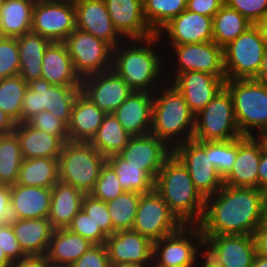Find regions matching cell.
I'll use <instances>...</instances> for the list:
<instances>
[{"label":"cell","instance_id":"6da1fadb","mask_svg":"<svg viewBox=\"0 0 267 267\" xmlns=\"http://www.w3.org/2000/svg\"><path fill=\"white\" fill-rule=\"evenodd\" d=\"M266 190L223 185L205 199L202 235H253L265 222Z\"/></svg>","mask_w":267,"mask_h":267},{"label":"cell","instance_id":"7a4b0ae2","mask_svg":"<svg viewBox=\"0 0 267 267\" xmlns=\"http://www.w3.org/2000/svg\"><path fill=\"white\" fill-rule=\"evenodd\" d=\"M162 40L154 34L145 39L123 40L113 48L112 69L133 91L154 93L162 84L167 83L162 82L160 77L162 74L166 77V73H162L165 71L163 57L154 49L159 44L157 42Z\"/></svg>","mask_w":267,"mask_h":267},{"label":"cell","instance_id":"3957f363","mask_svg":"<svg viewBox=\"0 0 267 267\" xmlns=\"http://www.w3.org/2000/svg\"><path fill=\"white\" fill-rule=\"evenodd\" d=\"M170 211L183 225H198L205 210V199L196 190L187 168L172 153L154 181Z\"/></svg>","mask_w":267,"mask_h":267},{"label":"cell","instance_id":"277c9868","mask_svg":"<svg viewBox=\"0 0 267 267\" xmlns=\"http://www.w3.org/2000/svg\"><path fill=\"white\" fill-rule=\"evenodd\" d=\"M167 84H162L153 93L150 133L173 149L193 139L195 115L178 89L170 82Z\"/></svg>","mask_w":267,"mask_h":267},{"label":"cell","instance_id":"5b68a950","mask_svg":"<svg viewBox=\"0 0 267 267\" xmlns=\"http://www.w3.org/2000/svg\"><path fill=\"white\" fill-rule=\"evenodd\" d=\"M225 87L233 99L240 133L257 137L267 130V84L256 79H226Z\"/></svg>","mask_w":267,"mask_h":267},{"label":"cell","instance_id":"8992f818","mask_svg":"<svg viewBox=\"0 0 267 267\" xmlns=\"http://www.w3.org/2000/svg\"><path fill=\"white\" fill-rule=\"evenodd\" d=\"M106 161L89 142L67 141L58 158L59 180L89 194Z\"/></svg>","mask_w":267,"mask_h":267},{"label":"cell","instance_id":"52a82bcc","mask_svg":"<svg viewBox=\"0 0 267 267\" xmlns=\"http://www.w3.org/2000/svg\"><path fill=\"white\" fill-rule=\"evenodd\" d=\"M80 92L81 86L52 85L44 78L31 81L23 98L21 122L45 110L68 125L73 103Z\"/></svg>","mask_w":267,"mask_h":267},{"label":"cell","instance_id":"ba28073f","mask_svg":"<svg viewBox=\"0 0 267 267\" xmlns=\"http://www.w3.org/2000/svg\"><path fill=\"white\" fill-rule=\"evenodd\" d=\"M243 136L238 128L233 99L224 86L217 95L195 115L193 140L227 141Z\"/></svg>","mask_w":267,"mask_h":267},{"label":"cell","instance_id":"9c48e42d","mask_svg":"<svg viewBox=\"0 0 267 267\" xmlns=\"http://www.w3.org/2000/svg\"><path fill=\"white\" fill-rule=\"evenodd\" d=\"M203 252L204 236L198 225H182L153 242V261L162 267H197Z\"/></svg>","mask_w":267,"mask_h":267},{"label":"cell","instance_id":"30bf717a","mask_svg":"<svg viewBox=\"0 0 267 267\" xmlns=\"http://www.w3.org/2000/svg\"><path fill=\"white\" fill-rule=\"evenodd\" d=\"M266 47L256 25L223 48L226 79H255L259 73Z\"/></svg>","mask_w":267,"mask_h":267},{"label":"cell","instance_id":"8fae6325","mask_svg":"<svg viewBox=\"0 0 267 267\" xmlns=\"http://www.w3.org/2000/svg\"><path fill=\"white\" fill-rule=\"evenodd\" d=\"M172 153L187 168L196 190L204 199L223 187V178L211 164L210 141L192 139L176 145Z\"/></svg>","mask_w":267,"mask_h":267},{"label":"cell","instance_id":"7c38bea8","mask_svg":"<svg viewBox=\"0 0 267 267\" xmlns=\"http://www.w3.org/2000/svg\"><path fill=\"white\" fill-rule=\"evenodd\" d=\"M63 43L81 79L112 69L113 47L103 39L76 28Z\"/></svg>","mask_w":267,"mask_h":267},{"label":"cell","instance_id":"4fadbf2b","mask_svg":"<svg viewBox=\"0 0 267 267\" xmlns=\"http://www.w3.org/2000/svg\"><path fill=\"white\" fill-rule=\"evenodd\" d=\"M182 225L155 189L141 195L132 230L155 242Z\"/></svg>","mask_w":267,"mask_h":267},{"label":"cell","instance_id":"5bb4252c","mask_svg":"<svg viewBox=\"0 0 267 267\" xmlns=\"http://www.w3.org/2000/svg\"><path fill=\"white\" fill-rule=\"evenodd\" d=\"M204 255L218 267H252L253 235H203Z\"/></svg>","mask_w":267,"mask_h":267},{"label":"cell","instance_id":"9a60e30c","mask_svg":"<svg viewBox=\"0 0 267 267\" xmlns=\"http://www.w3.org/2000/svg\"><path fill=\"white\" fill-rule=\"evenodd\" d=\"M172 47V48H171ZM176 61L175 70L172 79L167 73L166 81H172L179 73L187 71L205 72L217 77H226L224 69L223 48L214 41L202 43H191L183 45H170Z\"/></svg>","mask_w":267,"mask_h":267},{"label":"cell","instance_id":"2e32d148","mask_svg":"<svg viewBox=\"0 0 267 267\" xmlns=\"http://www.w3.org/2000/svg\"><path fill=\"white\" fill-rule=\"evenodd\" d=\"M75 29L74 5L48 1L34 6L32 33L41 35L50 42H64Z\"/></svg>","mask_w":267,"mask_h":267},{"label":"cell","instance_id":"e0dca14e","mask_svg":"<svg viewBox=\"0 0 267 267\" xmlns=\"http://www.w3.org/2000/svg\"><path fill=\"white\" fill-rule=\"evenodd\" d=\"M132 91L113 69L86 76L81 81V93L106 114L113 113Z\"/></svg>","mask_w":267,"mask_h":267},{"label":"cell","instance_id":"ac0fdd59","mask_svg":"<svg viewBox=\"0 0 267 267\" xmlns=\"http://www.w3.org/2000/svg\"><path fill=\"white\" fill-rule=\"evenodd\" d=\"M172 149L161 139L149 133L131 136L127 145L118 154L128 166L141 167L154 181Z\"/></svg>","mask_w":267,"mask_h":267},{"label":"cell","instance_id":"d6986e66","mask_svg":"<svg viewBox=\"0 0 267 267\" xmlns=\"http://www.w3.org/2000/svg\"><path fill=\"white\" fill-rule=\"evenodd\" d=\"M226 77L200 71L179 73L171 82L184 96L189 109L196 115L225 86Z\"/></svg>","mask_w":267,"mask_h":267},{"label":"cell","instance_id":"ffe728a7","mask_svg":"<svg viewBox=\"0 0 267 267\" xmlns=\"http://www.w3.org/2000/svg\"><path fill=\"white\" fill-rule=\"evenodd\" d=\"M213 17L184 10L165 24L157 35L166 33L170 45H183L213 41ZM162 35V36H161Z\"/></svg>","mask_w":267,"mask_h":267},{"label":"cell","instance_id":"44dd1931","mask_svg":"<svg viewBox=\"0 0 267 267\" xmlns=\"http://www.w3.org/2000/svg\"><path fill=\"white\" fill-rule=\"evenodd\" d=\"M74 7L77 29L103 39L113 48L124 40L114 28L104 0H79Z\"/></svg>","mask_w":267,"mask_h":267},{"label":"cell","instance_id":"7402d4cb","mask_svg":"<svg viewBox=\"0 0 267 267\" xmlns=\"http://www.w3.org/2000/svg\"><path fill=\"white\" fill-rule=\"evenodd\" d=\"M105 246L110 264L129 262L148 266L153 260V242L132 229L109 235Z\"/></svg>","mask_w":267,"mask_h":267},{"label":"cell","instance_id":"603a6c76","mask_svg":"<svg viewBox=\"0 0 267 267\" xmlns=\"http://www.w3.org/2000/svg\"><path fill=\"white\" fill-rule=\"evenodd\" d=\"M116 31L124 40L145 39L156 34L143 12V0H104Z\"/></svg>","mask_w":267,"mask_h":267},{"label":"cell","instance_id":"cb8c5ba5","mask_svg":"<svg viewBox=\"0 0 267 267\" xmlns=\"http://www.w3.org/2000/svg\"><path fill=\"white\" fill-rule=\"evenodd\" d=\"M261 141L254 136L237 139V157L230 173L223 179L231 187L258 188Z\"/></svg>","mask_w":267,"mask_h":267},{"label":"cell","instance_id":"d4e9b609","mask_svg":"<svg viewBox=\"0 0 267 267\" xmlns=\"http://www.w3.org/2000/svg\"><path fill=\"white\" fill-rule=\"evenodd\" d=\"M152 109L153 93L132 91L113 114L131 136H143L151 132Z\"/></svg>","mask_w":267,"mask_h":267},{"label":"cell","instance_id":"484cf974","mask_svg":"<svg viewBox=\"0 0 267 267\" xmlns=\"http://www.w3.org/2000/svg\"><path fill=\"white\" fill-rule=\"evenodd\" d=\"M51 203V188L10 186V211L12 219L48 218Z\"/></svg>","mask_w":267,"mask_h":267},{"label":"cell","instance_id":"4316f807","mask_svg":"<svg viewBox=\"0 0 267 267\" xmlns=\"http://www.w3.org/2000/svg\"><path fill=\"white\" fill-rule=\"evenodd\" d=\"M42 78L52 85L81 86L82 79L75 72L63 42H51L46 48L42 60Z\"/></svg>","mask_w":267,"mask_h":267},{"label":"cell","instance_id":"83f0119b","mask_svg":"<svg viewBox=\"0 0 267 267\" xmlns=\"http://www.w3.org/2000/svg\"><path fill=\"white\" fill-rule=\"evenodd\" d=\"M106 113L81 92L76 97L68 124L69 141L90 142L100 127Z\"/></svg>","mask_w":267,"mask_h":267},{"label":"cell","instance_id":"f1b7e54d","mask_svg":"<svg viewBox=\"0 0 267 267\" xmlns=\"http://www.w3.org/2000/svg\"><path fill=\"white\" fill-rule=\"evenodd\" d=\"M13 132L19 140L23 159L59 158L64 142L58 136L37 130L27 122L16 123Z\"/></svg>","mask_w":267,"mask_h":267},{"label":"cell","instance_id":"f546056e","mask_svg":"<svg viewBox=\"0 0 267 267\" xmlns=\"http://www.w3.org/2000/svg\"><path fill=\"white\" fill-rule=\"evenodd\" d=\"M15 237L28 255H46L54 228L48 218L12 219Z\"/></svg>","mask_w":267,"mask_h":267},{"label":"cell","instance_id":"4dcf8cb0","mask_svg":"<svg viewBox=\"0 0 267 267\" xmlns=\"http://www.w3.org/2000/svg\"><path fill=\"white\" fill-rule=\"evenodd\" d=\"M92 245L89 240L67 228L54 229L46 254L47 260L50 267H70Z\"/></svg>","mask_w":267,"mask_h":267},{"label":"cell","instance_id":"1f68e13d","mask_svg":"<svg viewBox=\"0 0 267 267\" xmlns=\"http://www.w3.org/2000/svg\"><path fill=\"white\" fill-rule=\"evenodd\" d=\"M84 195L83 191L60 180L51 188L48 219L54 229L68 227L73 217L82 209Z\"/></svg>","mask_w":267,"mask_h":267},{"label":"cell","instance_id":"d6a6232c","mask_svg":"<svg viewBox=\"0 0 267 267\" xmlns=\"http://www.w3.org/2000/svg\"><path fill=\"white\" fill-rule=\"evenodd\" d=\"M17 42L20 57L19 76L27 83L42 78V60L51 42L32 32L18 37Z\"/></svg>","mask_w":267,"mask_h":267},{"label":"cell","instance_id":"836d02e7","mask_svg":"<svg viewBox=\"0 0 267 267\" xmlns=\"http://www.w3.org/2000/svg\"><path fill=\"white\" fill-rule=\"evenodd\" d=\"M34 6L23 0H5L0 9V28L4 37L18 38L31 32Z\"/></svg>","mask_w":267,"mask_h":267},{"label":"cell","instance_id":"e575fe53","mask_svg":"<svg viewBox=\"0 0 267 267\" xmlns=\"http://www.w3.org/2000/svg\"><path fill=\"white\" fill-rule=\"evenodd\" d=\"M58 181V158H33L23 159L16 184L52 188Z\"/></svg>","mask_w":267,"mask_h":267},{"label":"cell","instance_id":"d590c367","mask_svg":"<svg viewBox=\"0 0 267 267\" xmlns=\"http://www.w3.org/2000/svg\"><path fill=\"white\" fill-rule=\"evenodd\" d=\"M131 135L122 127L113 113L106 114L96 134L89 142L106 158L119 154L127 145Z\"/></svg>","mask_w":267,"mask_h":267},{"label":"cell","instance_id":"8d00e7d4","mask_svg":"<svg viewBox=\"0 0 267 267\" xmlns=\"http://www.w3.org/2000/svg\"><path fill=\"white\" fill-rule=\"evenodd\" d=\"M253 24L224 4L213 17V41L224 48Z\"/></svg>","mask_w":267,"mask_h":267},{"label":"cell","instance_id":"74e56055","mask_svg":"<svg viewBox=\"0 0 267 267\" xmlns=\"http://www.w3.org/2000/svg\"><path fill=\"white\" fill-rule=\"evenodd\" d=\"M23 161L19 140L14 132L0 135V184L14 185Z\"/></svg>","mask_w":267,"mask_h":267},{"label":"cell","instance_id":"f35d334b","mask_svg":"<svg viewBox=\"0 0 267 267\" xmlns=\"http://www.w3.org/2000/svg\"><path fill=\"white\" fill-rule=\"evenodd\" d=\"M107 162L115 170L119 183L125 191L144 194L154 189V180L141 170V167L128 166L127 161L118 154L107 157Z\"/></svg>","mask_w":267,"mask_h":267},{"label":"cell","instance_id":"ab89813d","mask_svg":"<svg viewBox=\"0 0 267 267\" xmlns=\"http://www.w3.org/2000/svg\"><path fill=\"white\" fill-rule=\"evenodd\" d=\"M141 195L133 191H124L115 199L106 202L112 221V234L132 229Z\"/></svg>","mask_w":267,"mask_h":267},{"label":"cell","instance_id":"60d3db41","mask_svg":"<svg viewBox=\"0 0 267 267\" xmlns=\"http://www.w3.org/2000/svg\"><path fill=\"white\" fill-rule=\"evenodd\" d=\"M28 83L19 75L0 79V109L16 123L21 122L23 98Z\"/></svg>","mask_w":267,"mask_h":267},{"label":"cell","instance_id":"b9f144b4","mask_svg":"<svg viewBox=\"0 0 267 267\" xmlns=\"http://www.w3.org/2000/svg\"><path fill=\"white\" fill-rule=\"evenodd\" d=\"M187 0H143V12L149 27L157 32L186 9Z\"/></svg>","mask_w":267,"mask_h":267},{"label":"cell","instance_id":"7bdbcfd3","mask_svg":"<svg viewBox=\"0 0 267 267\" xmlns=\"http://www.w3.org/2000/svg\"><path fill=\"white\" fill-rule=\"evenodd\" d=\"M237 157V139L210 141V159L219 175L224 179L232 170Z\"/></svg>","mask_w":267,"mask_h":267},{"label":"cell","instance_id":"ee69618b","mask_svg":"<svg viewBox=\"0 0 267 267\" xmlns=\"http://www.w3.org/2000/svg\"><path fill=\"white\" fill-rule=\"evenodd\" d=\"M124 191L115 170L106 161L101 168L98 180L89 194L96 199L108 202L118 197Z\"/></svg>","mask_w":267,"mask_h":267},{"label":"cell","instance_id":"f6af8a7d","mask_svg":"<svg viewBox=\"0 0 267 267\" xmlns=\"http://www.w3.org/2000/svg\"><path fill=\"white\" fill-rule=\"evenodd\" d=\"M20 57L17 38L0 41V79L19 75Z\"/></svg>","mask_w":267,"mask_h":267},{"label":"cell","instance_id":"bcb514c9","mask_svg":"<svg viewBox=\"0 0 267 267\" xmlns=\"http://www.w3.org/2000/svg\"><path fill=\"white\" fill-rule=\"evenodd\" d=\"M67 229L84 237L92 244H105L108 237L83 209L73 217Z\"/></svg>","mask_w":267,"mask_h":267},{"label":"cell","instance_id":"7dc6e473","mask_svg":"<svg viewBox=\"0 0 267 267\" xmlns=\"http://www.w3.org/2000/svg\"><path fill=\"white\" fill-rule=\"evenodd\" d=\"M27 123L37 130L58 136L64 143L69 141L68 125L48 111L39 112L30 118Z\"/></svg>","mask_w":267,"mask_h":267},{"label":"cell","instance_id":"c3c4849f","mask_svg":"<svg viewBox=\"0 0 267 267\" xmlns=\"http://www.w3.org/2000/svg\"><path fill=\"white\" fill-rule=\"evenodd\" d=\"M82 209L107 236L112 234V221L106 202L96 199L90 194H85L82 200Z\"/></svg>","mask_w":267,"mask_h":267},{"label":"cell","instance_id":"681fc988","mask_svg":"<svg viewBox=\"0 0 267 267\" xmlns=\"http://www.w3.org/2000/svg\"><path fill=\"white\" fill-rule=\"evenodd\" d=\"M231 9L237 10L253 25L267 14V0H224Z\"/></svg>","mask_w":267,"mask_h":267},{"label":"cell","instance_id":"f907efd6","mask_svg":"<svg viewBox=\"0 0 267 267\" xmlns=\"http://www.w3.org/2000/svg\"><path fill=\"white\" fill-rule=\"evenodd\" d=\"M110 260L105 244H93L70 267H110Z\"/></svg>","mask_w":267,"mask_h":267},{"label":"cell","instance_id":"816d5d0a","mask_svg":"<svg viewBox=\"0 0 267 267\" xmlns=\"http://www.w3.org/2000/svg\"><path fill=\"white\" fill-rule=\"evenodd\" d=\"M0 247L12 262L27 256L18 243L10 222L0 224Z\"/></svg>","mask_w":267,"mask_h":267},{"label":"cell","instance_id":"f5cc1de1","mask_svg":"<svg viewBox=\"0 0 267 267\" xmlns=\"http://www.w3.org/2000/svg\"><path fill=\"white\" fill-rule=\"evenodd\" d=\"M224 4V0H187L186 10L214 17Z\"/></svg>","mask_w":267,"mask_h":267},{"label":"cell","instance_id":"db71d44e","mask_svg":"<svg viewBox=\"0 0 267 267\" xmlns=\"http://www.w3.org/2000/svg\"><path fill=\"white\" fill-rule=\"evenodd\" d=\"M11 220L10 186L0 184V224L9 223Z\"/></svg>","mask_w":267,"mask_h":267},{"label":"cell","instance_id":"11a10c76","mask_svg":"<svg viewBox=\"0 0 267 267\" xmlns=\"http://www.w3.org/2000/svg\"><path fill=\"white\" fill-rule=\"evenodd\" d=\"M256 254L267 257V223H261L253 233Z\"/></svg>","mask_w":267,"mask_h":267},{"label":"cell","instance_id":"9f6ffc18","mask_svg":"<svg viewBox=\"0 0 267 267\" xmlns=\"http://www.w3.org/2000/svg\"><path fill=\"white\" fill-rule=\"evenodd\" d=\"M11 267H50L46 255H28L13 262Z\"/></svg>","mask_w":267,"mask_h":267},{"label":"cell","instance_id":"6f0895ef","mask_svg":"<svg viewBox=\"0 0 267 267\" xmlns=\"http://www.w3.org/2000/svg\"><path fill=\"white\" fill-rule=\"evenodd\" d=\"M258 188L267 190V151L261 143V157L258 166Z\"/></svg>","mask_w":267,"mask_h":267},{"label":"cell","instance_id":"680465c9","mask_svg":"<svg viewBox=\"0 0 267 267\" xmlns=\"http://www.w3.org/2000/svg\"><path fill=\"white\" fill-rule=\"evenodd\" d=\"M15 126L16 122L0 109V135L12 133Z\"/></svg>","mask_w":267,"mask_h":267},{"label":"cell","instance_id":"91938a15","mask_svg":"<svg viewBox=\"0 0 267 267\" xmlns=\"http://www.w3.org/2000/svg\"><path fill=\"white\" fill-rule=\"evenodd\" d=\"M255 79L267 84V49L264 53L259 73Z\"/></svg>","mask_w":267,"mask_h":267},{"label":"cell","instance_id":"94428289","mask_svg":"<svg viewBox=\"0 0 267 267\" xmlns=\"http://www.w3.org/2000/svg\"><path fill=\"white\" fill-rule=\"evenodd\" d=\"M256 26L262 34V38L267 49V14L256 24Z\"/></svg>","mask_w":267,"mask_h":267},{"label":"cell","instance_id":"6125c7cd","mask_svg":"<svg viewBox=\"0 0 267 267\" xmlns=\"http://www.w3.org/2000/svg\"><path fill=\"white\" fill-rule=\"evenodd\" d=\"M252 267H267V257L256 254L252 263Z\"/></svg>","mask_w":267,"mask_h":267},{"label":"cell","instance_id":"be15d7a7","mask_svg":"<svg viewBox=\"0 0 267 267\" xmlns=\"http://www.w3.org/2000/svg\"><path fill=\"white\" fill-rule=\"evenodd\" d=\"M13 262L6 256L4 250L0 247V267H11Z\"/></svg>","mask_w":267,"mask_h":267},{"label":"cell","instance_id":"e7e4bbea","mask_svg":"<svg viewBox=\"0 0 267 267\" xmlns=\"http://www.w3.org/2000/svg\"><path fill=\"white\" fill-rule=\"evenodd\" d=\"M201 260L199 261L200 265H198V267H218L216 266L213 262H211L205 255H203L201 258ZM203 260V261H202ZM202 261V262H201Z\"/></svg>","mask_w":267,"mask_h":267},{"label":"cell","instance_id":"03108f58","mask_svg":"<svg viewBox=\"0 0 267 267\" xmlns=\"http://www.w3.org/2000/svg\"><path fill=\"white\" fill-rule=\"evenodd\" d=\"M110 267H148L147 265H141L137 263H118V264H111Z\"/></svg>","mask_w":267,"mask_h":267},{"label":"cell","instance_id":"003e7915","mask_svg":"<svg viewBox=\"0 0 267 267\" xmlns=\"http://www.w3.org/2000/svg\"><path fill=\"white\" fill-rule=\"evenodd\" d=\"M257 138L261 141L263 148L267 151V130L262 131Z\"/></svg>","mask_w":267,"mask_h":267},{"label":"cell","instance_id":"a7ac6f4b","mask_svg":"<svg viewBox=\"0 0 267 267\" xmlns=\"http://www.w3.org/2000/svg\"><path fill=\"white\" fill-rule=\"evenodd\" d=\"M23 1L31 4L32 6H37V5L43 4L45 2H48L50 0H23Z\"/></svg>","mask_w":267,"mask_h":267},{"label":"cell","instance_id":"89a4df30","mask_svg":"<svg viewBox=\"0 0 267 267\" xmlns=\"http://www.w3.org/2000/svg\"><path fill=\"white\" fill-rule=\"evenodd\" d=\"M50 1L75 5L79 0H50Z\"/></svg>","mask_w":267,"mask_h":267},{"label":"cell","instance_id":"2644e50d","mask_svg":"<svg viewBox=\"0 0 267 267\" xmlns=\"http://www.w3.org/2000/svg\"><path fill=\"white\" fill-rule=\"evenodd\" d=\"M265 223H267V198H265Z\"/></svg>","mask_w":267,"mask_h":267},{"label":"cell","instance_id":"8c879c8a","mask_svg":"<svg viewBox=\"0 0 267 267\" xmlns=\"http://www.w3.org/2000/svg\"><path fill=\"white\" fill-rule=\"evenodd\" d=\"M148 267H162L159 266L157 263H155L153 260L150 262V264L148 265Z\"/></svg>","mask_w":267,"mask_h":267},{"label":"cell","instance_id":"753ad0ef","mask_svg":"<svg viewBox=\"0 0 267 267\" xmlns=\"http://www.w3.org/2000/svg\"><path fill=\"white\" fill-rule=\"evenodd\" d=\"M4 38L3 34H2V31H1V28H0V41Z\"/></svg>","mask_w":267,"mask_h":267},{"label":"cell","instance_id":"34e18365","mask_svg":"<svg viewBox=\"0 0 267 267\" xmlns=\"http://www.w3.org/2000/svg\"><path fill=\"white\" fill-rule=\"evenodd\" d=\"M4 1H5V0H0V9H1V7L4 5Z\"/></svg>","mask_w":267,"mask_h":267}]
</instances>
